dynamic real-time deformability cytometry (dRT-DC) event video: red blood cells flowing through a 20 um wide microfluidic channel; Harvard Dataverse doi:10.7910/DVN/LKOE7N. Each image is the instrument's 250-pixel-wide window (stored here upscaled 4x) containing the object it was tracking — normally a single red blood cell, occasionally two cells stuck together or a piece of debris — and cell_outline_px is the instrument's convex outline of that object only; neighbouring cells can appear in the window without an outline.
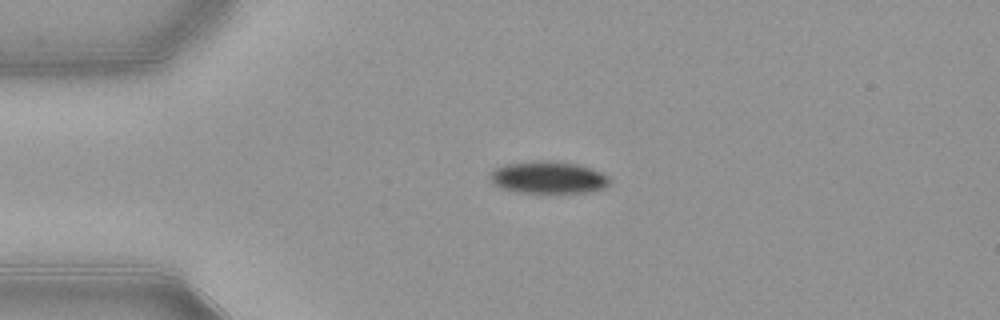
{"species": "common noctule bat (a hibernating species)", "species_latin": "Nyctalus noctula", "temperature_condition": "warm", "stored_images_in_passage": 42, "camera_frame_rate_fps": 3000, "um_per_image_px": 0.085, "animal": {"sex": "female", "body_mass_g": 21.9}, "frame": {"image": 1, "passage_image": 1, "time_ms": 0.0, "image_size_px": [1000, 320], "cell_outline_px": [[612, 180], [604, 188], [592, 192], [520, 192], [500, 188], [492, 184], [488, 176], [496, 168], [508, 164], [576, 164], [592, 168], [608, 176]], "centroid_in_image_um": [46.64, 15.15], "position_along_channel_um": 38.4, "area_um2": 21.27}}
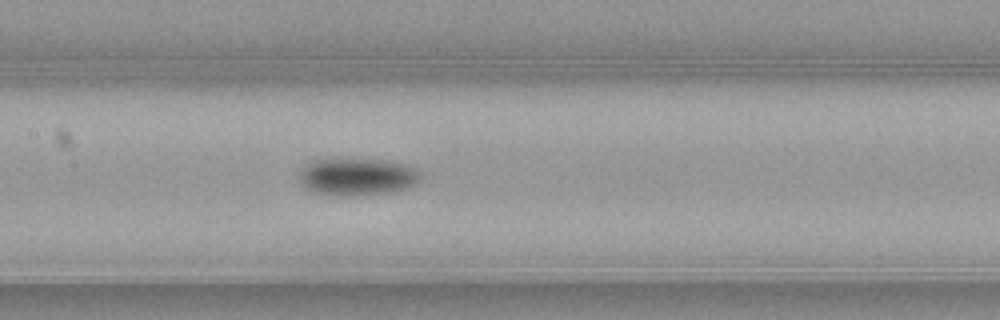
{"frame": {"image": 2, "passage_image": 14, "time_ms": 4.333, "image_size_px": [1000, 320], "cell_outline_px": [[420, 180], [408, 188], [388, 192], [360, 196], [332, 196], [316, 192], [304, 188], [300, 180], [300, 172], [312, 160], [384, 160], [408, 164], [416, 168], [420, 172]], "centroid_in_image_um": [30.4, 15.05], "position_along_channel_um": 177.0, "area_um2": 26.3}}
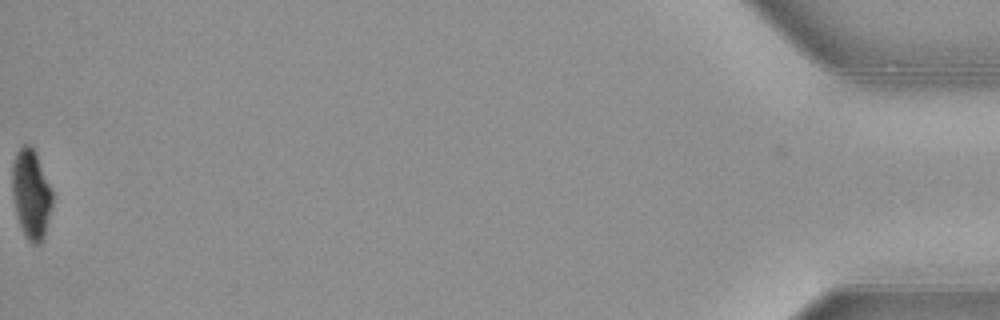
{"frame": {"image": 3, "passage_image": 42, "time_ms": 13.667, "image_size_px": [1000, 320], "cell_outline_px": [[52, 204], [44, 240], [40, 244], [32, 244], [28, 240], [20, 224], [16, 212], [12, 196], [12, 164], [16, 152], [24, 144], [28, 144], [36, 152], [52, 188]], "centroid_in_image_um": [2.66, 16.49], "position_along_channel_um": 432.5, "area_um2": 21.04}, "authors_computed_cell_mechanics": {"area_um2": 24.7384, "velocity_mm_per_s": 3.897, "shape_relaxation_time_tau1_ms": 2.5036, "shape_relaxation_time_tau2_ms": null, "deformation_change_tau1": 0.1215, "deformation_change_tau2": null}}